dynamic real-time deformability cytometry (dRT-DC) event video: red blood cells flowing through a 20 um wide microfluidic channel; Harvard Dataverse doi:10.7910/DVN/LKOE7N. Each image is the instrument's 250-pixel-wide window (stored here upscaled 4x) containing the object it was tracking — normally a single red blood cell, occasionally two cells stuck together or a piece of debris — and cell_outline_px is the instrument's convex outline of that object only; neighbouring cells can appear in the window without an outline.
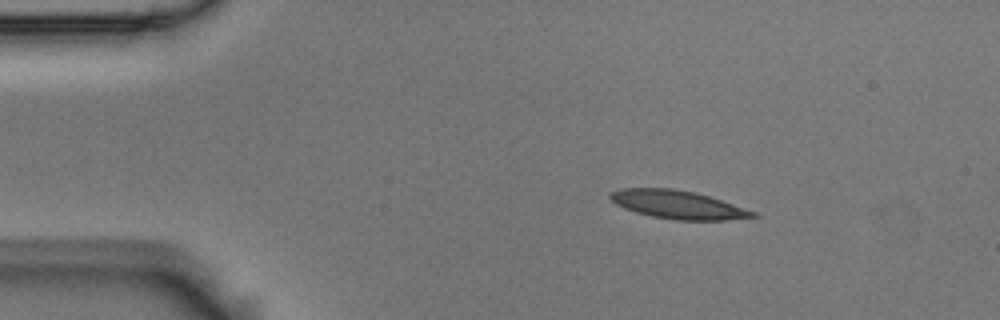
{"species": "Egyptian fruit bat (a non-hibernating species)", "species_latin": "Rousettus aegyptiacus", "temperature_condition": "room temperature", "stored_images_in_passage": 4, "camera_frame_rate_fps": 3000, "um_per_image_px": 0.085, "animal": {"sex": "male"}, "frame": {"image": 1, "passage_image": 2, "time_ms": 0.333, "image_size_px": [1000, 320], "cell_outline_px": [[760, 216], [724, 220], [676, 220], [652, 216], [636, 212], [624, 208], [616, 204], [608, 196], [612, 192], [620, 188], [672, 188], [692, 192], [708, 196], [756, 212]], "centroid_in_image_um": [57.59, 17.39], "position_along_channel_um": 27.4, "area_um2": 23.18}}